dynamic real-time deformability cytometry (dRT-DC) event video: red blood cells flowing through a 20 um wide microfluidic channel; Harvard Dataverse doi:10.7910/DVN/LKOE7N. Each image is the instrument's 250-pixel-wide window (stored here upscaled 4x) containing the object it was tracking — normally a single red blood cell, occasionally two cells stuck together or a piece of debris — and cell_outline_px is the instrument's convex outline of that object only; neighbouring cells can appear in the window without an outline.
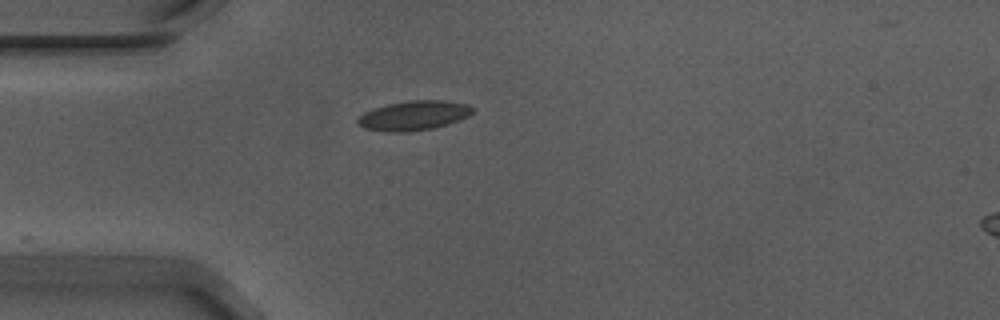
{"species": "Egyptian fruit bat (a non-hibernating species)", "species_latin": "Rousettus aegyptiacus", "temperature_condition": "warm", "stored_images_in_passage": 20, "camera_frame_rate_fps": 3000, "um_per_image_px": 0.085, "animal": {"sex": "male"}, "frame": {"image": 1, "passage_image": 1, "time_ms": 0.0, "image_size_px": [1000, 320], "cell_outline_px": [[472, 112], [468, 116], [432, 128], [404, 132], [392, 132], [364, 128], [356, 120], [364, 112], [388, 104], [408, 100], [440, 100], [468, 104], [472, 108]], "centroid_in_image_um": [35.14, 9.81], "position_along_channel_um": 49.9, "area_um2": 19.25}}
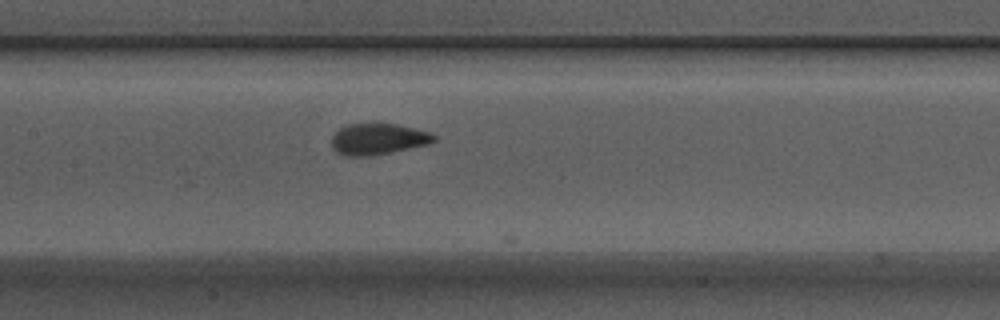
{"frame": {"image": 2, "passage_image": 12, "time_ms": 3.667, "image_size_px": [1000, 320], "cell_outline_px": [[436, 140], [428, 144], [368, 156], [344, 156], [336, 152], [332, 148], [332, 136], [340, 128], [348, 124], [396, 124], [432, 132], [436, 136]], "centroid_in_image_um": [32.12, 11.82], "position_along_channel_um": 175.3, "area_um2": 18.44}}
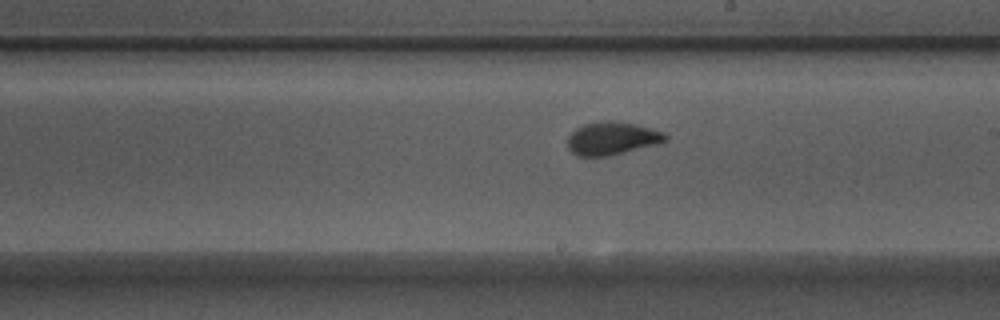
{"frame": {"image": 3, "passage_image": 17, "time_ms": 5.333, "image_size_px": [1000, 320], "cell_outline_px": [[668, 136], [660, 144], [608, 156], [576, 156], [568, 148], [568, 136], [576, 128], [584, 124], [600, 120], [612, 120], [636, 124], [664, 132]], "centroid_in_image_um": [52.02, 11.75], "position_along_channel_um": 237.0, "area_um2": 18.96}}